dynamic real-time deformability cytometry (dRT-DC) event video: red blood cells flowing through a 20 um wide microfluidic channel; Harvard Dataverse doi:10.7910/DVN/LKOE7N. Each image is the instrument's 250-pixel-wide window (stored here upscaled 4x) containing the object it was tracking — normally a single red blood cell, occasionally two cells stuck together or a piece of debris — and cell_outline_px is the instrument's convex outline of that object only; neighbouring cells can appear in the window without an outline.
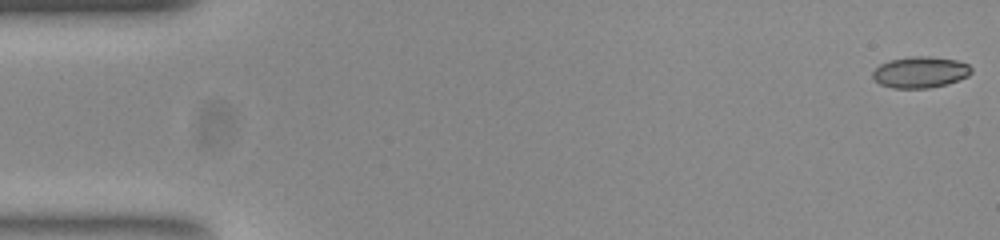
{"species": "common noctule bat (a hibernating species)", "species_latin": "Nyctalus noctula", "temperature_condition": "room temperature", "stored_images_in_passage": 10, "camera_frame_rate_fps": 3000, "um_per_image_px": 0.085, "animal": {"sex": "female", "body_mass_g": 23.0, "forearm_length_mm": 53.4}, "frame": {"image": 1, "passage_image": 1, "time_ms": 0.0, "image_size_px": [1000, 240], "cell_outline_px": [[972, 72], [968, 76], [948, 84], [928, 88], [892, 88], [880, 84], [872, 76], [872, 72], [880, 64], [888, 60], [912, 56], [928, 56], [956, 60], [968, 64], [972, 68]], "centroid_in_image_um": [78.22, 6.13], "position_along_channel_um": 6.8, "area_um2": 18.03}}